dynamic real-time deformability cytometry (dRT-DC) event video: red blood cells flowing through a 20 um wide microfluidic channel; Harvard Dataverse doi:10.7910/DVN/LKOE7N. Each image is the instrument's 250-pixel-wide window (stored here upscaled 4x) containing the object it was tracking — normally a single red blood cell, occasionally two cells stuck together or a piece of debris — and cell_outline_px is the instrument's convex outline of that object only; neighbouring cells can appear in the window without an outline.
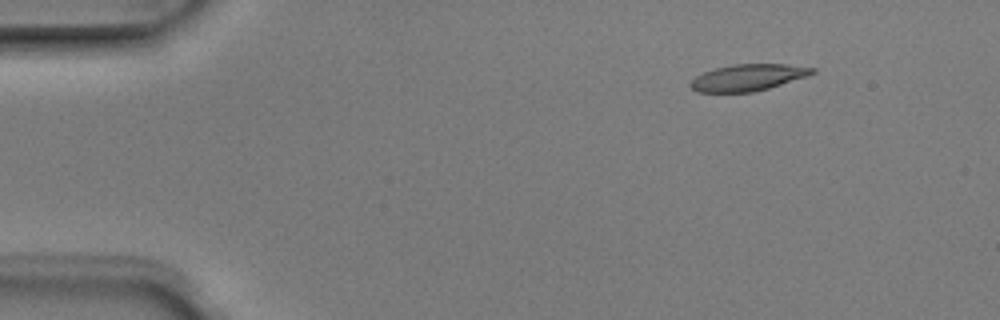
{"species": "Egyptian fruit bat (a non-hibernating species)", "species_latin": "Rousettus aegyptiacus", "temperature_condition": "room temperature", "stored_images_in_passage": 4, "camera_frame_rate_fps": 3000, "um_per_image_px": 0.085, "animal": {"sex": "male"}, "frame": {"image": 1, "passage_image": 2, "time_ms": 0.333, "image_size_px": [1000, 320], "cell_outline_px": [[816, 72], [808, 76], [768, 88], [752, 92], [696, 92], [688, 84], [696, 76], [704, 72], [716, 68], [732, 64], [788, 64], [816, 68]], "centroid_in_image_um": [63.59, 6.58], "position_along_channel_um": 21.4, "area_um2": 18.84}}